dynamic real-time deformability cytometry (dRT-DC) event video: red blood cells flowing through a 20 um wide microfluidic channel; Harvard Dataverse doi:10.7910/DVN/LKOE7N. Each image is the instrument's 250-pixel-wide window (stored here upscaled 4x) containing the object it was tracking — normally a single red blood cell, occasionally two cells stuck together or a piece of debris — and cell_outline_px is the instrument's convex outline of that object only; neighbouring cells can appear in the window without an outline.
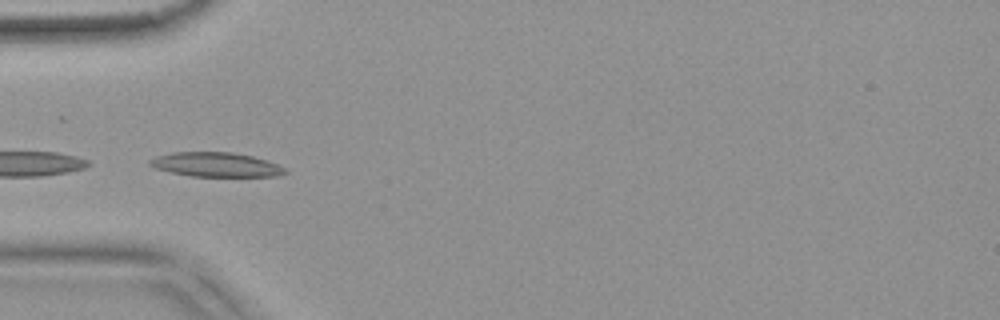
{"species": "common noctule bat (a hibernating species)", "species_latin": "Nyctalus noctula", "temperature_condition": "warm", "stored_images_in_passage": 10, "camera_frame_rate_fps": 3000, "um_per_image_px": 0.085, "animal": {"sex": "female", "body_mass_g": 18.4}, "frame": {"image": 1, "passage_image": 7, "time_ms": 2.0, "image_size_px": [1000, 320], "cell_outline_px": [[288, 172], [276, 176], [192, 176], [152, 168], [148, 164], [148, 160], [156, 156], [172, 152], [232, 152], [252, 156], [268, 160], [284, 168]], "centroid_in_image_um": [18.31, 13.98], "position_along_channel_um": 66.7, "area_um2": 19.19}}